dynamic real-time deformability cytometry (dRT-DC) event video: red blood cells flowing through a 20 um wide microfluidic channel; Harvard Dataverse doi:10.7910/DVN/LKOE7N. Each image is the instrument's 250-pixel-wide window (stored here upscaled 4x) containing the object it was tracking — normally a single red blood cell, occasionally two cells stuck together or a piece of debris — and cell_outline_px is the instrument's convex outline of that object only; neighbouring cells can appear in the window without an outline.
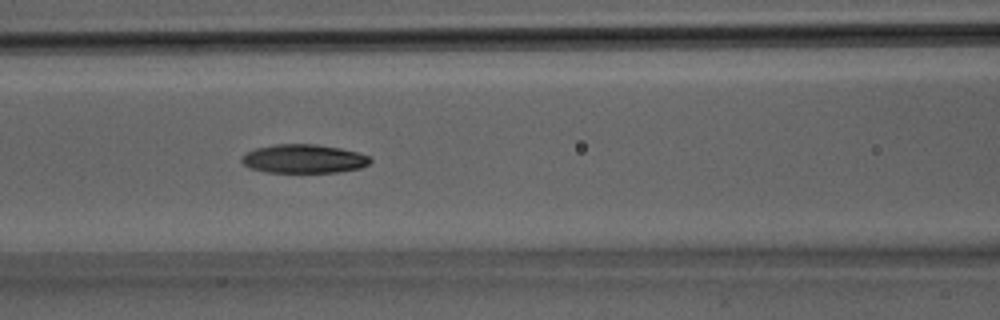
{"species": "Egyptian fruit bat (a non-hibernating species)", "species_latin": "Rousettus aegyptiacus", "temperature_condition": "room temperature", "stored_images_in_passage": 14, "camera_frame_rate_fps": 3000, "um_per_image_px": 0.085, "animal": {"sex": "male"}, "frame": {"image": 1, "passage_image": 14, "time_ms": 4.333, "image_size_px": [1000, 320], "cell_outline_px": [[372, 160], [368, 164], [360, 168], [336, 172], [268, 172], [252, 168], [244, 164], [240, 160], [244, 152], [256, 148], [276, 144], [316, 144], [340, 148], [356, 152], [368, 156]], "centroid_in_image_um": [25.8, 13.49], "position_along_channel_um": 140.8, "area_um2": 21.39}}